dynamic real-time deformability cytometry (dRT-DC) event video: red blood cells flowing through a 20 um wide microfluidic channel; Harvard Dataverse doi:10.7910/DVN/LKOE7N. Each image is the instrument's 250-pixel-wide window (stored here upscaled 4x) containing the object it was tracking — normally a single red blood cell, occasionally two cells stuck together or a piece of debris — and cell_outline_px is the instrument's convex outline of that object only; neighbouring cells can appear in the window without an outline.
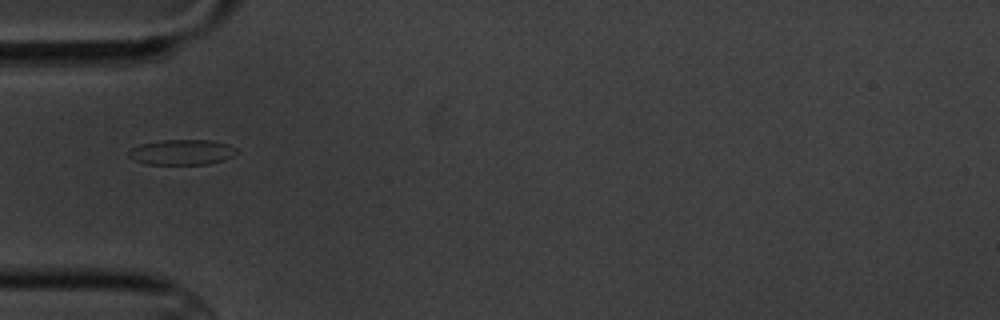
{"species": "common noctule bat (a hibernating species)", "species_latin": "Nyctalus noctula", "temperature_condition": "cold", "stored_images_in_passage": 5, "camera_frame_rate_fps": 3000, "um_per_image_px": 0.085, "animal": {"sex": "male", "body_mass_g": 20.1, "forearm_length_mm": 53.5}, "frame": {"image": 1, "passage_image": 2, "time_ms": 1.333, "image_size_px": [1000, 320], "cell_outline_px": [[236, 152], [232, 156], [224, 160], [208, 164], [144, 164], [132, 160], [128, 156], [128, 152], [132, 148], [140, 144], [160, 140], [212, 140], [228, 144], [236, 148]], "centroid_in_image_um": [15.43, 12.93], "position_along_channel_um": 69.6, "area_um2": 16.01}}
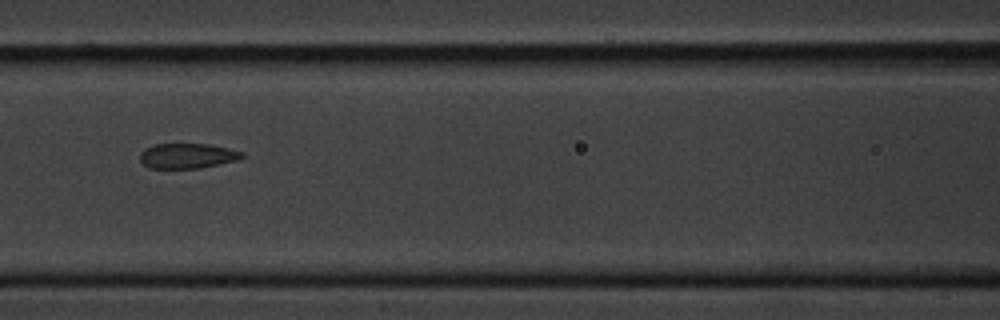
{"frame": {"image": 2, "passage_image": 4, "time_ms": 3.667, "image_size_px": [1000, 320], "cell_outline_px": [[244, 156], [236, 160], [220, 164], [200, 168], [148, 168], [140, 160], [140, 152], [144, 148], [156, 144], [208, 144], [228, 148], [244, 152]], "centroid_in_image_um": [15.91, 13.24], "position_along_channel_um": 150.7, "area_um2": 14.91}}
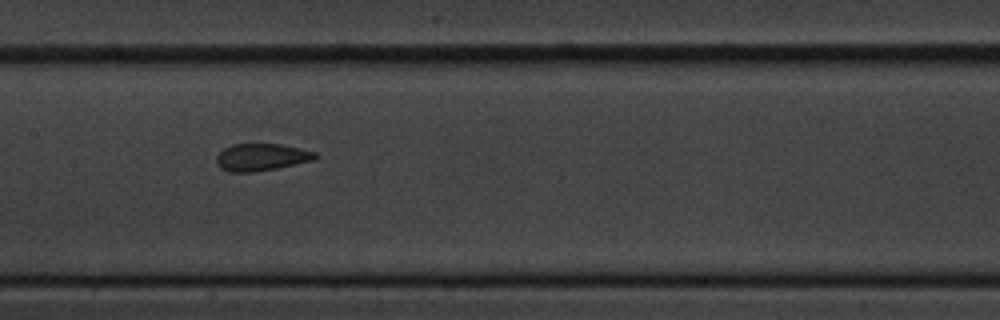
{"frame": {"image": 3, "passage_image": 5, "time_ms": 4.667, "image_size_px": [1000, 320], "cell_outline_px": [[320, 156], [312, 160], [276, 168], [256, 172], [228, 172], [220, 168], [216, 164], [216, 156], [224, 148], [232, 144], [280, 144], [316, 152]], "centroid_in_image_um": [22.18, 13.36], "position_along_channel_um": 185.2, "area_um2": 15.66}}